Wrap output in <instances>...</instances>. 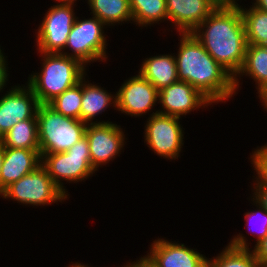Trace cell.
Instances as JSON below:
<instances>
[{
	"label": "cell",
	"instance_id": "1",
	"mask_svg": "<svg viewBox=\"0 0 267 267\" xmlns=\"http://www.w3.org/2000/svg\"><path fill=\"white\" fill-rule=\"evenodd\" d=\"M174 55L179 81L198 89L214 105L226 103L236 95L234 77L222 67L192 33H178Z\"/></svg>",
	"mask_w": 267,
	"mask_h": 267
},
{
	"label": "cell",
	"instance_id": "2",
	"mask_svg": "<svg viewBox=\"0 0 267 267\" xmlns=\"http://www.w3.org/2000/svg\"><path fill=\"white\" fill-rule=\"evenodd\" d=\"M192 34L222 67L237 75L248 45L239 7H216Z\"/></svg>",
	"mask_w": 267,
	"mask_h": 267
},
{
	"label": "cell",
	"instance_id": "3",
	"mask_svg": "<svg viewBox=\"0 0 267 267\" xmlns=\"http://www.w3.org/2000/svg\"><path fill=\"white\" fill-rule=\"evenodd\" d=\"M38 53L42 67L38 72L32 71L26 83L32 88L40 104H48L87 74V67L75 58L62 53Z\"/></svg>",
	"mask_w": 267,
	"mask_h": 267
},
{
	"label": "cell",
	"instance_id": "4",
	"mask_svg": "<svg viewBox=\"0 0 267 267\" xmlns=\"http://www.w3.org/2000/svg\"><path fill=\"white\" fill-rule=\"evenodd\" d=\"M40 154L66 152L85 137L87 124L56 112L48 104L37 109Z\"/></svg>",
	"mask_w": 267,
	"mask_h": 267
},
{
	"label": "cell",
	"instance_id": "5",
	"mask_svg": "<svg viewBox=\"0 0 267 267\" xmlns=\"http://www.w3.org/2000/svg\"><path fill=\"white\" fill-rule=\"evenodd\" d=\"M41 155V165L46 169L53 182L65 192L64 184L85 182L96 175L92 166L88 139L83 137L66 152L46 153ZM66 181V183H64Z\"/></svg>",
	"mask_w": 267,
	"mask_h": 267
},
{
	"label": "cell",
	"instance_id": "6",
	"mask_svg": "<svg viewBox=\"0 0 267 267\" xmlns=\"http://www.w3.org/2000/svg\"><path fill=\"white\" fill-rule=\"evenodd\" d=\"M106 28L108 27L96 16L92 15L89 19L77 16L61 53L79 60L86 67L96 61L106 62L109 54L108 38L104 32Z\"/></svg>",
	"mask_w": 267,
	"mask_h": 267
},
{
	"label": "cell",
	"instance_id": "7",
	"mask_svg": "<svg viewBox=\"0 0 267 267\" xmlns=\"http://www.w3.org/2000/svg\"><path fill=\"white\" fill-rule=\"evenodd\" d=\"M0 197L3 200L9 199L23 206L33 207H43L68 200V195L53 182L42 165L7 186L0 193Z\"/></svg>",
	"mask_w": 267,
	"mask_h": 267
},
{
	"label": "cell",
	"instance_id": "8",
	"mask_svg": "<svg viewBox=\"0 0 267 267\" xmlns=\"http://www.w3.org/2000/svg\"><path fill=\"white\" fill-rule=\"evenodd\" d=\"M181 119L160 113L149 116L144 125V144L161 158L178 159L185 142Z\"/></svg>",
	"mask_w": 267,
	"mask_h": 267
},
{
	"label": "cell",
	"instance_id": "9",
	"mask_svg": "<svg viewBox=\"0 0 267 267\" xmlns=\"http://www.w3.org/2000/svg\"><path fill=\"white\" fill-rule=\"evenodd\" d=\"M76 4L56 3L48 8L36 29V52L61 53L76 20Z\"/></svg>",
	"mask_w": 267,
	"mask_h": 267
},
{
	"label": "cell",
	"instance_id": "10",
	"mask_svg": "<svg viewBox=\"0 0 267 267\" xmlns=\"http://www.w3.org/2000/svg\"><path fill=\"white\" fill-rule=\"evenodd\" d=\"M85 136L92 166L96 171L120 156L127 143L125 129L114 122L87 124Z\"/></svg>",
	"mask_w": 267,
	"mask_h": 267
},
{
	"label": "cell",
	"instance_id": "11",
	"mask_svg": "<svg viewBox=\"0 0 267 267\" xmlns=\"http://www.w3.org/2000/svg\"><path fill=\"white\" fill-rule=\"evenodd\" d=\"M121 84L116 92V111L136 118L158 113L153 107L158 104L159 91L147 79L138 73Z\"/></svg>",
	"mask_w": 267,
	"mask_h": 267
},
{
	"label": "cell",
	"instance_id": "12",
	"mask_svg": "<svg viewBox=\"0 0 267 267\" xmlns=\"http://www.w3.org/2000/svg\"><path fill=\"white\" fill-rule=\"evenodd\" d=\"M0 96V138L18 122L37 119L40 103L27 83L11 86Z\"/></svg>",
	"mask_w": 267,
	"mask_h": 267
},
{
	"label": "cell",
	"instance_id": "13",
	"mask_svg": "<svg viewBox=\"0 0 267 267\" xmlns=\"http://www.w3.org/2000/svg\"><path fill=\"white\" fill-rule=\"evenodd\" d=\"M158 113L182 118L194 110L212 107L213 103L185 81H177L159 91ZM212 105V106H211Z\"/></svg>",
	"mask_w": 267,
	"mask_h": 267
},
{
	"label": "cell",
	"instance_id": "14",
	"mask_svg": "<svg viewBox=\"0 0 267 267\" xmlns=\"http://www.w3.org/2000/svg\"><path fill=\"white\" fill-rule=\"evenodd\" d=\"M178 242L158 236L153 239L146 255L157 267H208V257Z\"/></svg>",
	"mask_w": 267,
	"mask_h": 267
},
{
	"label": "cell",
	"instance_id": "15",
	"mask_svg": "<svg viewBox=\"0 0 267 267\" xmlns=\"http://www.w3.org/2000/svg\"><path fill=\"white\" fill-rule=\"evenodd\" d=\"M170 25L179 33H192L216 8L210 0H166Z\"/></svg>",
	"mask_w": 267,
	"mask_h": 267
},
{
	"label": "cell",
	"instance_id": "16",
	"mask_svg": "<svg viewBox=\"0 0 267 267\" xmlns=\"http://www.w3.org/2000/svg\"><path fill=\"white\" fill-rule=\"evenodd\" d=\"M40 165V150L4 147L0 172V193L11 183L18 181Z\"/></svg>",
	"mask_w": 267,
	"mask_h": 267
},
{
	"label": "cell",
	"instance_id": "17",
	"mask_svg": "<svg viewBox=\"0 0 267 267\" xmlns=\"http://www.w3.org/2000/svg\"><path fill=\"white\" fill-rule=\"evenodd\" d=\"M86 77H88L87 74L82 78L80 120L86 124L111 122L109 120H99L98 115L104 114L103 112L107 111V108L112 105L116 110V93L108 92L106 88L104 89L95 82H92V84ZM96 117L98 119H95Z\"/></svg>",
	"mask_w": 267,
	"mask_h": 267
},
{
	"label": "cell",
	"instance_id": "18",
	"mask_svg": "<svg viewBox=\"0 0 267 267\" xmlns=\"http://www.w3.org/2000/svg\"><path fill=\"white\" fill-rule=\"evenodd\" d=\"M250 243L243 233L232 236L217 256L208 258V267H263L249 247Z\"/></svg>",
	"mask_w": 267,
	"mask_h": 267
},
{
	"label": "cell",
	"instance_id": "19",
	"mask_svg": "<svg viewBox=\"0 0 267 267\" xmlns=\"http://www.w3.org/2000/svg\"><path fill=\"white\" fill-rule=\"evenodd\" d=\"M175 53L158 54L143 59L137 71L160 91L178 81Z\"/></svg>",
	"mask_w": 267,
	"mask_h": 267
},
{
	"label": "cell",
	"instance_id": "20",
	"mask_svg": "<svg viewBox=\"0 0 267 267\" xmlns=\"http://www.w3.org/2000/svg\"><path fill=\"white\" fill-rule=\"evenodd\" d=\"M244 75L251 78L255 82V88L259 92L262 88L267 86V46L264 45H247L245 60L241 70L234 77V89L241 90V77Z\"/></svg>",
	"mask_w": 267,
	"mask_h": 267
},
{
	"label": "cell",
	"instance_id": "21",
	"mask_svg": "<svg viewBox=\"0 0 267 267\" xmlns=\"http://www.w3.org/2000/svg\"><path fill=\"white\" fill-rule=\"evenodd\" d=\"M86 3L90 15L96 16L107 27L133 23L129 0H86Z\"/></svg>",
	"mask_w": 267,
	"mask_h": 267
},
{
	"label": "cell",
	"instance_id": "22",
	"mask_svg": "<svg viewBox=\"0 0 267 267\" xmlns=\"http://www.w3.org/2000/svg\"><path fill=\"white\" fill-rule=\"evenodd\" d=\"M0 142L4 147L40 150L37 119H26L13 125Z\"/></svg>",
	"mask_w": 267,
	"mask_h": 267
},
{
	"label": "cell",
	"instance_id": "23",
	"mask_svg": "<svg viewBox=\"0 0 267 267\" xmlns=\"http://www.w3.org/2000/svg\"><path fill=\"white\" fill-rule=\"evenodd\" d=\"M133 23L137 27L168 23L166 0H129ZM163 21V22H162Z\"/></svg>",
	"mask_w": 267,
	"mask_h": 267
},
{
	"label": "cell",
	"instance_id": "24",
	"mask_svg": "<svg viewBox=\"0 0 267 267\" xmlns=\"http://www.w3.org/2000/svg\"><path fill=\"white\" fill-rule=\"evenodd\" d=\"M245 26V34L248 45L267 46V12L250 5L246 8L238 6Z\"/></svg>",
	"mask_w": 267,
	"mask_h": 267
},
{
	"label": "cell",
	"instance_id": "25",
	"mask_svg": "<svg viewBox=\"0 0 267 267\" xmlns=\"http://www.w3.org/2000/svg\"><path fill=\"white\" fill-rule=\"evenodd\" d=\"M82 79L73 87L51 100L48 105L65 117L80 120Z\"/></svg>",
	"mask_w": 267,
	"mask_h": 267
},
{
	"label": "cell",
	"instance_id": "26",
	"mask_svg": "<svg viewBox=\"0 0 267 267\" xmlns=\"http://www.w3.org/2000/svg\"><path fill=\"white\" fill-rule=\"evenodd\" d=\"M251 202H253L251 203L253 206H256V209L244 212L245 213L244 219L246 221L245 228H249L248 231L251 230L250 233L252 234L253 237L255 236L256 239H254V244L256 245L267 235V211L263 207L255 203L252 199ZM256 225L257 227L255 228L252 227Z\"/></svg>",
	"mask_w": 267,
	"mask_h": 267
},
{
	"label": "cell",
	"instance_id": "27",
	"mask_svg": "<svg viewBox=\"0 0 267 267\" xmlns=\"http://www.w3.org/2000/svg\"><path fill=\"white\" fill-rule=\"evenodd\" d=\"M249 160L253 166L252 170H255L253 173L255 176H253L252 180L258 185L267 186V146H257L250 153Z\"/></svg>",
	"mask_w": 267,
	"mask_h": 267
},
{
	"label": "cell",
	"instance_id": "28",
	"mask_svg": "<svg viewBox=\"0 0 267 267\" xmlns=\"http://www.w3.org/2000/svg\"><path fill=\"white\" fill-rule=\"evenodd\" d=\"M250 190L252 191V196L249 197L258 205L263 207L267 211V186L258 185L252 181ZM253 197V198H252Z\"/></svg>",
	"mask_w": 267,
	"mask_h": 267
},
{
	"label": "cell",
	"instance_id": "29",
	"mask_svg": "<svg viewBox=\"0 0 267 267\" xmlns=\"http://www.w3.org/2000/svg\"><path fill=\"white\" fill-rule=\"evenodd\" d=\"M252 247L255 258L261 263L263 267H267V235Z\"/></svg>",
	"mask_w": 267,
	"mask_h": 267
},
{
	"label": "cell",
	"instance_id": "30",
	"mask_svg": "<svg viewBox=\"0 0 267 267\" xmlns=\"http://www.w3.org/2000/svg\"><path fill=\"white\" fill-rule=\"evenodd\" d=\"M121 267H157L154 262L147 256L144 254V256H141L139 259L137 258V260H134L132 262V260L129 262H126L125 265H121Z\"/></svg>",
	"mask_w": 267,
	"mask_h": 267
},
{
	"label": "cell",
	"instance_id": "31",
	"mask_svg": "<svg viewBox=\"0 0 267 267\" xmlns=\"http://www.w3.org/2000/svg\"><path fill=\"white\" fill-rule=\"evenodd\" d=\"M8 64H0V93L6 89L9 81V74L10 72L8 71ZM9 72V73H8ZM5 87V88H4Z\"/></svg>",
	"mask_w": 267,
	"mask_h": 267
},
{
	"label": "cell",
	"instance_id": "32",
	"mask_svg": "<svg viewBox=\"0 0 267 267\" xmlns=\"http://www.w3.org/2000/svg\"><path fill=\"white\" fill-rule=\"evenodd\" d=\"M216 7H238L239 0H210Z\"/></svg>",
	"mask_w": 267,
	"mask_h": 267
},
{
	"label": "cell",
	"instance_id": "33",
	"mask_svg": "<svg viewBox=\"0 0 267 267\" xmlns=\"http://www.w3.org/2000/svg\"><path fill=\"white\" fill-rule=\"evenodd\" d=\"M256 94H258V97L263 106V110L267 112V86H265L264 88H262L259 92H256Z\"/></svg>",
	"mask_w": 267,
	"mask_h": 267
},
{
	"label": "cell",
	"instance_id": "34",
	"mask_svg": "<svg viewBox=\"0 0 267 267\" xmlns=\"http://www.w3.org/2000/svg\"><path fill=\"white\" fill-rule=\"evenodd\" d=\"M252 1L251 3L253 7L267 12V0H252Z\"/></svg>",
	"mask_w": 267,
	"mask_h": 267
},
{
	"label": "cell",
	"instance_id": "35",
	"mask_svg": "<svg viewBox=\"0 0 267 267\" xmlns=\"http://www.w3.org/2000/svg\"><path fill=\"white\" fill-rule=\"evenodd\" d=\"M1 45H0V64H8V62L6 61L7 59V56H5L4 52L2 50L4 49H1Z\"/></svg>",
	"mask_w": 267,
	"mask_h": 267
},
{
	"label": "cell",
	"instance_id": "36",
	"mask_svg": "<svg viewBox=\"0 0 267 267\" xmlns=\"http://www.w3.org/2000/svg\"><path fill=\"white\" fill-rule=\"evenodd\" d=\"M3 154H4V146L0 142V172L3 164Z\"/></svg>",
	"mask_w": 267,
	"mask_h": 267
},
{
	"label": "cell",
	"instance_id": "37",
	"mask_svg": "<svg viewBox=\"0 0 267 267\" xmlns=\"http://www.w3.org/2000/svg\"><path fill=\"white\" fill-rule=\"evenodd\" d=\"M79 0H55L56 3H63V4H76Z\"/></svg>",
	"mask_w": 267,
	"mask_h": 267
},
{
	"label": "cell",
	"instance_id": "38",
	"mask_svg": "<svg viewBox=\"0 0 267 267\" xmlns=\"http://www.w3.org/2000/svg\"><path fill=\"white\" fill-rule=\"evenodd\" d=\"M67 267H87V264H83V262L82 264L80 262H75L73 264H69Z\"/></svg>",
	"mask_w": 267,
	"mask_h": 267
}]
</instances>
